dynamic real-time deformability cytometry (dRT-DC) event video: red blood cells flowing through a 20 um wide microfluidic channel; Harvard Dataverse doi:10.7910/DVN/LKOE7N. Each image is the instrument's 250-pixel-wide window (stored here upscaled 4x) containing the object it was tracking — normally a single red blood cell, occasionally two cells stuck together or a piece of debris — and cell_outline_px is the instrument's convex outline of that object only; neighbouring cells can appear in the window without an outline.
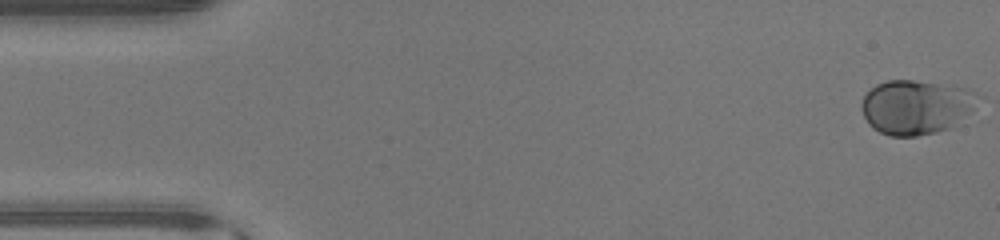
{"species": "human", "species_latin": "Homo sapiens", "temperature_condition": "warm", "stored_images_in_passage": 47, "camera_frame_rate_fps": 3000, "um_per_image_px": 0.085, "donor": {"sex": "male"}, "frame": {"image": 1, "passage_image": 1, "time_ms": 0.0, "image_size_px": [1000, 240], "cell_outline_px": [[984, 96], [972, 116], [952, 128], [936, 132], [916, 136], [888, 136], [872, 128], [868, 124], [860, 108], [860, 104], [864, 96], [876, 84], [888, 80], [912, 80], [956, 84], [968, 88]], "centroid_in_image_um": [78.0, 9.09], "position_along_channel_um": 7.0, "area_um2": 38.49}}
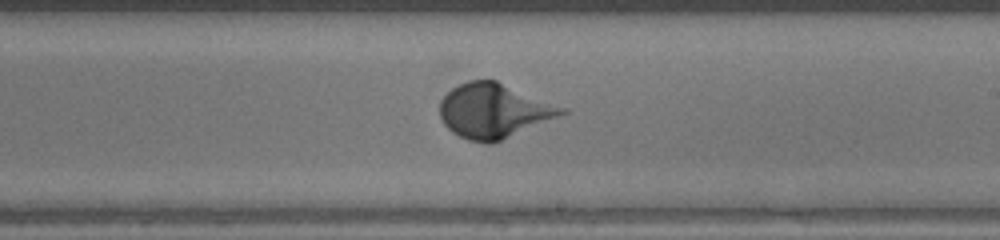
{"frame": {"image": 2, "passage_image": 27, "time_ms": 8.667, "image_size_px": [1000, 240], "cell_outline_px": [[568, 112], [492, 144], [484, 144], [468, 140], [452, 132], [444, 124], [440, 116], [440, 100], [452, 88], [468, 80], [496, 80], [568, 108]], "centroid_in_image_um": [41.97, 9.42], "position_along_channel_um": 247.0, "area_um2": 38.67}}
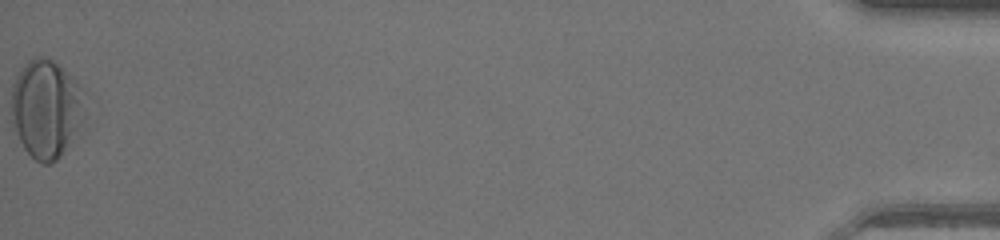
{"frame": {"image": 3, "passage_image": 47, "time_ms": 15.333, "image_size_px": [1000, 240], "cell_outline_px": [[88, 116], [84, 132], [56, 160], [48, 164], [44, 164], [36, 160], [24, 148], [12, 124], [12, 84], [20, 68], [32, 56], [48, 56], [72, 76], [88, 92]], "centroid_in_image_um": [4.06, 9.24], "position_along_channel_um": 431.1, "area_um2": 44.33}, "authors_computed_cell_mechanics": {"area_um2": 36.2406, "velocity_mm_per_s": 4.4375, "shape_relaxation_time_tau1_ms": 2.8869, "shape_relaxation_time_tau2_ms": null, "deformation_change_tau1": 0.1839, "deformation_change_tau2": null}}